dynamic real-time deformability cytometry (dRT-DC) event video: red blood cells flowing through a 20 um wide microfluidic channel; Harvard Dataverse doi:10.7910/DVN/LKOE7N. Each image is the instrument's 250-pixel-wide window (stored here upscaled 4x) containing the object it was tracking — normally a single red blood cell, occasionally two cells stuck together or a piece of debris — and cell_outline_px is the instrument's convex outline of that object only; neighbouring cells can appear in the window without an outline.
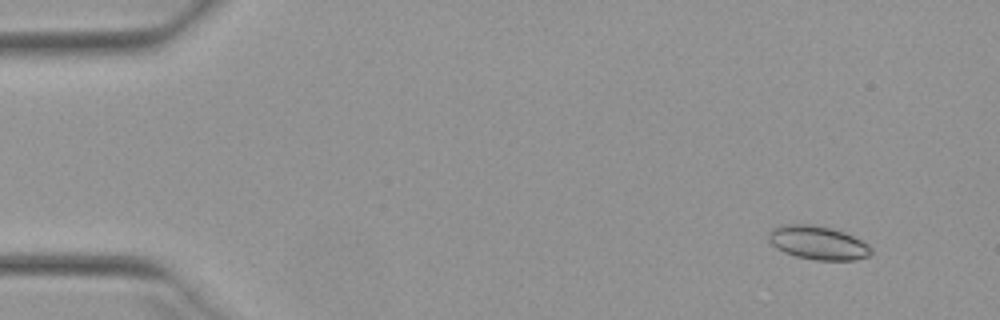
{"species": "Egyptian fruit bat (a non-hibernating species)", "species_latin": "Rousettus aegyptiacus", "temperature_condition": "warm", "stored_images_in_passage": 53, "camera_frame_rate_fps": 3000, "um_per_image_px": 0.085, "animal": {"sex": "female"}, "frame": {"image": 1, "passage_image": 5, "time_ms": 1.333, "image_size_px": [1000, 320], "cell_outline_px": [[872, 256], [852, 260], [816, 260], [796, 256], [784, 252], [776, 248], [768, 240], [768, 232], [772, 228], [780, 224], [812, 224], [832, 228], [844, 232], [868, 244], [872, 248]], "centroid_in_image_um": [69.51, 20.63], "position_along_channel_um": 15.5, "area_um2": 20.29}}
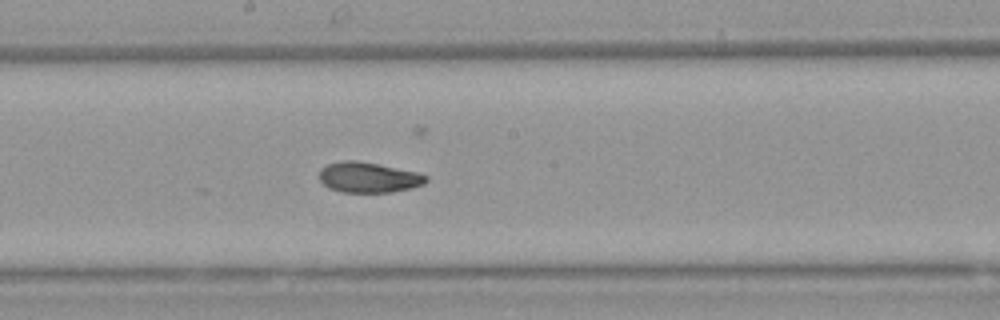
{"frame": {"image": 2, "passage_image": 29, "time_ms": 9.333, "image_size_px": [1000, 320], "cell_outline_px": [[428, 180], [424, 184], [392, 192], [340, 192], [328, 188], [320, 180], [320, 168], [328, 164], [344, 160], [356, 160], [416, 172], [428, 176]], "centroid_in_image_um": [31.29, 15.08], "position_along_channel_um": 216.9, "area_um2": 18.73}}
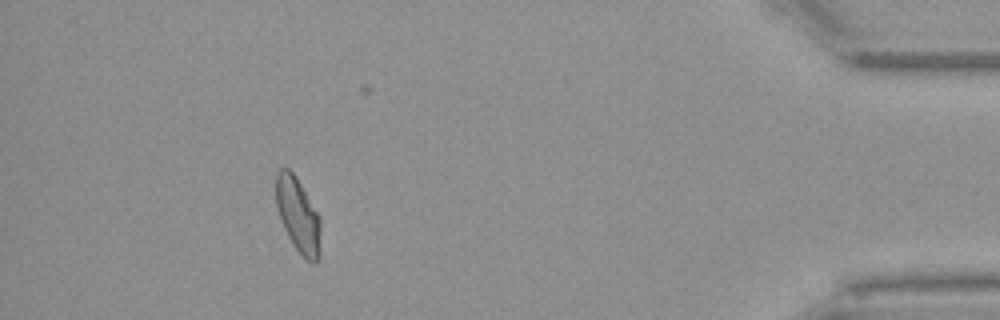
{"frame": {"image": 3, "passage_image": 48, "time_ms": 15.667, "image_size_px": [1000, 320], "cell_outline_px": [[320, 252], [316, 264], [312, 264], [292, 244], [284, 228], [276, 208], [276, 172], [280, 168], [288, 168], [292, 172], [300, 184], [320, 216]], "centroid_in_image_um": [25.33, 18.29], "position_along_channel_um": 409.9, "area_um2": 19.31}, "authors_computed_cell_mechanics": {"area_um2": 19.3052, "velocity_mm_per_s": 3.9518, "shape_relaxation_time_tau1_ms": 11.2177, "shape_relaxation_time_tau2_ms": 1.789, "deformation_change_tau1": 0.2587, "deformation_change_tau2": 0.0683}}